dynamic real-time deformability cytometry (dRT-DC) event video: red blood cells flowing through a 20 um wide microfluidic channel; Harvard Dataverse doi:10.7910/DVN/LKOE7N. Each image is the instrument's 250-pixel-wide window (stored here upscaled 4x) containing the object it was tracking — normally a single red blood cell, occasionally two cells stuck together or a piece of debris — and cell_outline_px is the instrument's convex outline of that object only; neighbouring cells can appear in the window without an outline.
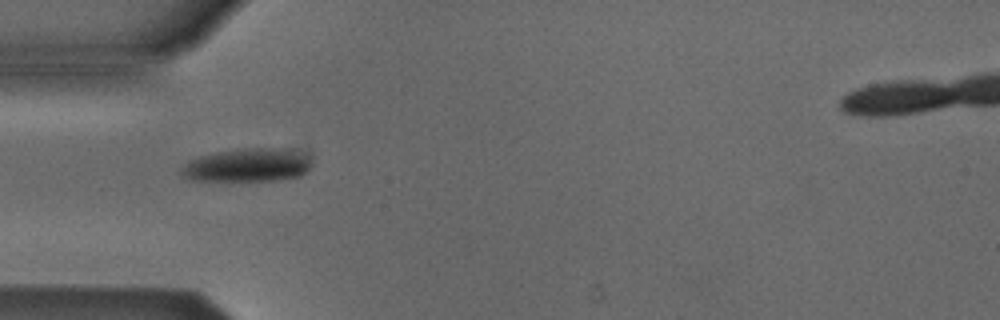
{"species": "Egyptian fruit bat (a non-hibernating species)", "species_latin": "Rousettus aegyptiacus", "temperature_condition": "cold", "stored_images_in_passage": 6, "camera_frame_rate_fps": 3000, "um_per_image_px": 0.085, "animal": {"sex": "male"}, "frame": {"image": 1, "passage_image": 4, "time_ms": 3.667, "image_size_px": [1000, 320], "cell_outline_px": [[308, 168], [300, 176], [280, 180], [192, 180], [180, 176], [180, 168], [188, 160], [200, 156], [216, 152], [244, 148], [276, 148], [304, 156], [308, 160]], "centroid_in_image_um": [20.88, 14.05], "position_along_channel_um": 64.1, "area_um2": 24.68}}
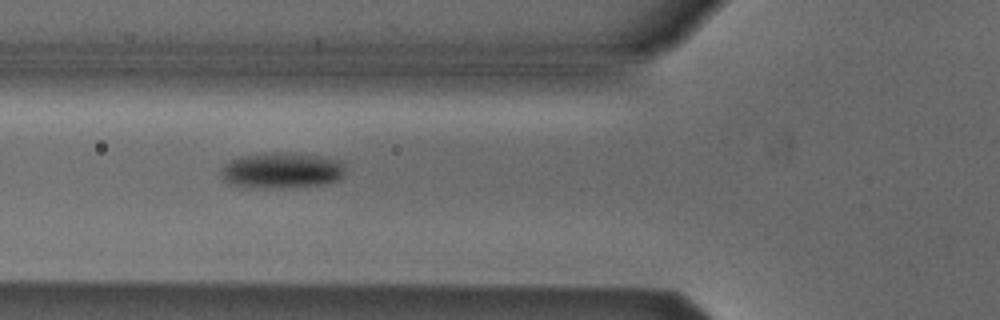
{"frame": {"image": 2, "passage_image": 5, "time_ms": 4.667, "image_size_px": [1000, 320], "cell_outline_px": [[344, 172], [340, 180], [324, 184], [264, 188], [232, 184], [224, 180], [220, 172], [224, 164], [240, 156], [264, 152], [288, 152], [320, 156], [340, 160]], "centroid_in_image_um": [23.94, 14.46], "position_along_channel_um": 101.9, "area_um2": 25.72}}
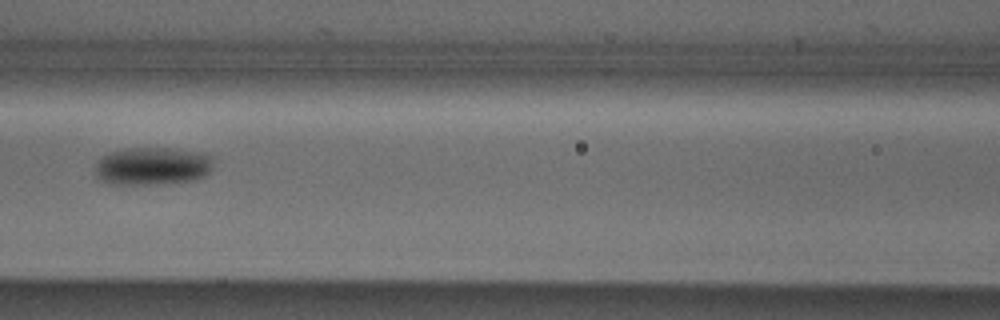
{"frame": {"image": 3, "passage_image": 6, "time_ms": 6.0, "image_size_px": [1000, 320], "cell_outline_px": [[212, 168], [204, 176], [196, 180], [168, 184], [108, 184], [100, 180], [96, 176], [96, 164], [104, 156], [112, 152], [128, 148], [176, 148], [208, 152], [212, 156]], "centroid_in_image_um": [13.03, 14.12], "position_along_channel_um": 153.6, "area_um2": 26.53}}